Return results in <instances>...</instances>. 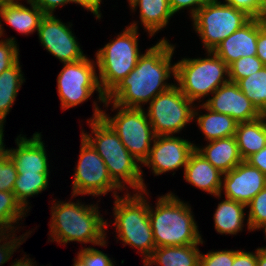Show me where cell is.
<instances>
[{
	"instance_id": "cell-38",
	"label": "cell",
	"mask_w": 266,
	"mask_h": 266,
	"mask_svg": "<svg viewBox=\"0 0 266 266\" xmlns=\"http://www.w3.org/2000/svg\"><path fill=\"white\" fill-rule=\"evenodd\" d=\"M224 3L244 11L251 18L259 19L260 0H225Z\"/></svg>"
},
{
	"instance_id": "cell-32",
	"label": "cell",
	"mask_w": 266,
	"mask_h": 266,
	"mask_svg": "<svg viewBox=\"0 0 266 266\" xmlns=\"http://www.w3.org/2000/svg\"><path fill=\"white\" fill-rule=\"evenodd\" d=\"M264 66L256 55L239 58L229 66V80L237 83L240 79L258 72Z\"/></svg>"
},
{
	"instance_id": "cell-36",
	"label": "cell",
	"mask_w": 266,
	"mask_h": 266,
	"mask_svg": "<svg viewBox=\"0 0 266 266\" xmlns=\"http://www.w3.org/2000/svg\"><path fill=\"white\" fill-rule=\"evenodd\" d=\"M11 233H15V231L11 232H4L1 236H0V243L3 241L2 244H0V266H2L3 264H5L13 255L14 251H16L17 248H19V246L22 244V242L24 243L25 239L27 238V236L29 234H31L30 232L27 234H23L24 236H19V237H15L16 234H11ZM12 235V236H11ZM26 236V237H25ZM25 237V238H24ZM13 238V239H12ZM9 239V241H7ZM6 241V242H4Z\"/></svg>"
},
{
	"instance_id": "cell-47",
	"label": "cell",
	"mask_w": 266,
	"mask_h": 266,
	"mask_svg": "<svg viewBox=\"0 0 266 266\" xmlns=\"http://www.w3.org/2000/svg\"><path fill=\"white\" fill-rule=\"evenodd\" d=\"M3 128L4 127H2L1 129H0V158H2L3 156H5L7 153H8V148L7 149H5V145H4V134H3V132H4V130H3Z\"/></svg>"
},
{
	"instance_id": "cell-11",
	"label": "cell",
	"mask_w": 266,
	"mask_h": 266,
	"mask_svg": "<svg viewBox=\"0 0 266 266\" xmlns=\"http://www.w3.org/2000/svg\"><path fill=\"white\" fill-rule=\"evenodd\" d=\"M195 108L193 102L173 85L149 103L147 117L156 136L173 135L194 120Z\"/></svg>"
},
{
	"instance_id": "cell-34",
	"label": "cell",
	"mask_w": 266,
	"mask_h": 266,
	"mask_svg": "<svg viewBox=\"0 0 266 266\" xmlns=\"http://www.w3.org/2000/svg\"><path fill=\"white\" fill-rule=\"evenodd\" d=\"M17 175L16 164L7 153L0 158V191L13 192Z\"/></svg>"
},
{
	"instance_id": "cell-54",
	"label": "cell",
	"mask_w": 266,
	"mask_h": 266,
	"mask_svg": "<svg viewBox=\"0 0 266 266\" xmlns=\"http://www.w3.org/2000/svg\"><path fill=\"white\" fill-rule=\"evenodd\" d=\"M4 127V124L0 121V129Z\"/></svg>"
},
{
	"instance_id": "cell-24",
	"label": "cell",
	"mask_w": 266,
	"mask_h": 266,
	"mask_svg": "<svg viewBox=\"0 0 266 266\" xmlns=\"http://www.w3.org/2000/svg\"><path fill=\"white\" fill-rule=\"evenodd\" d=\"M235 139L240 155L246 160L266 146V119L264 115L249 122H239Z\"/></svg>"
},
{
	"instance_id": "cell-9",
	"label": "cell",
	"mask_w": 266,
	"mask_h": 266,
	"mask_svg": "<svg viewBox=\"0 0 266 266\" xmlns=\"http://www.w3.org/2000/svg\"><path fill=\"white\" fill-rule=\"evenodd\" d=\"M111 104L112 111L118 109L117 114L112 118L103 111L101 117L117 133L129 153L142 165L156 137L144 108H126L114 102Z\"/></svg>"
},
{
	"instance_id": "cell-20",
	"label": "cell",
	"mask_w": 266,
	"mask_h": 266,
	"mask_svg": "<svg viewBox=\"0 0 266 266\" xmlns=\"http://www.w3.org/2000/svg\"><path fill=\"white\" fill-rule=\"evenodd\" d=\"M27 3L31 8L20 2L4 3L0 7V18L24 35L38 31L41 19L45 16L32 0H28Z\"/></svg>"
},
{
	"instance_id": "cell-10",
	"label": "cell",
	"mask_w": 266,
	"mask_h": 266,
	"mask_svg": "<svg viewBox=\"0 0 266 266\" xmlns=\"http://www.w3.org/2000/svg\"><path fill=\"white\" fill-rule=\"evenodd\" d=\"M88 57L76 62L64 63V67L58 74L57 90L63 110L75 107L88 100L97 91L98 99L102 103L106 101L99 79L96 73V65Z\"/></svg>"
},
{
	"instance_id": "cell-6",
	"label": "cell",
	"mask_w": 266,
	"mask_h": 266,
	"mask_svg": "<svg viewBox=\"0 0 266 266\" xmlns=\"http://www.w3.org/2000/svg\"><path fill=\"white\" fill-rule=\"evenodd\" d=\"M126 194L115 197V232L124 245L138 249L143 257H149L156 248L149 221V202L145 199V195L149 194L146 190L133 195Z\"/></svg>"
},
{
	"instance_id": "cell-2",
	"label": "cell",
	"mask_w": 266,
	"mask_h": 266,
	"mask_svg": "<svg viewBox=\"0 0 266 266\" xmlns=\"http://www.w3.org/2000/svg\"><path fill=\"white\" fill-rule=\"evenodd\" d=\"M94 112L92 118L87 122L92 129L91 135L87 132L82 135L101 156L112 180L121 188L126 189L129 184L136 192L146 190V185L142 178L143 171L140 163L125 148L117 133L101 117L103 110L99 109L94 101ZM94 134V136H92ZM122 180V181H121ZM124 183V184H123ZM126 183V184H125Z\"/></svg>"
},
{
	"instance_id": "cell-43",
	"label": "cell",
	"mask_w": 266,
	"mask_h": 266,
	"mask_svg": "<svg viewBox=\"0 0 266 266\" xmlns=\"http://www.w3.org/2000/svg\"><path fill=\"white\" fill-rule=\"evenodd\" d=\"M245 161L266 175V146L259 152L252 154Z\"/></svg>"
},
{
	"instance_id": "cell-18",
	"label": "cell",
	"mask_w": 266,
	"mask_h": 266,
	"mask_svg": "<svg viewBox=\"0 0 266 266\" xmlns=\"http://www.w3.org/2000/svg\"><path fill=\"white\" fill-rule=\"evenodd\" d=\"M258 34L259 19L251 18L240 29L219 43L213 52L230 66L239 58L256 55Z\"/></svg>"
},
{
	"instance_id": "cell-7",
	"label": "cell",
	"mask_w": 266,
	"mask_h": 266,
	"mask_svg": "<svg viewBox=\"0 0 266 266\" xmlns=\"http://www.w3.org/2000/svg\"><path fill=\"white\" fill-rule=\"evenodd\" d=\"M207 54V58H183L174 63L176 86L193 103L230 81L229 66L213 51Z\"/></svg>"
},
{
	"instance_id": "cell-40",
	"label": "cell",
	"mask_w": 266,
	"mask_h": 266,
	"mask_svg": "<svg viewBox=\"0 0 266 266\" xmlns=\"http://www.w3.org/2000/svg\"><path fill=\"white\" fill-rule=\"evenodd\" d=\"M232 266H257V249L255 253L234 250V263Z\"/></svg>"
},
{
	"instance_id": "cell-12",
	"label": "cell",
	"mask_w": 266,
	"mask_h": 266,
	"mask_svg": "<svg viewBox=\"0 0 266 266\" xmlns=\"http://www.w3.org/2000/svg\"><path fill=\"white\" fill-rule=\"evenodd\" d=\"M81 148L78 163L72 182V196L92 195L101 196L113 192L117 197V191L122 189L112 180L106 164L91 144L81 136Z\"/></svg>"
},
{
	"instance_id": "cell-37",
	"label": "cell",
	"mask_w": 266,
	"mask_h": 266,
	"mask_svg": "<svg viewBox=\"0 0 266 266\" xmlns=\"http://www.w3.org/2000/svg\"><path fill=\"white\" fill-rule=\"evenodd\" d=\"M234 263V250L209 251L200 253L199 266H232Z\"/></svg>"
},
{
	"instance_id": "cell-52",
	"label": "cell",
	"mask_w": 266,
	"mask_h": 266,
	"mask_svg": "<svg viewBox=\"0 0 266 266\" xmlns=\"http://www.w3.org/2000/svg\"><path fill=\"white\" fill-rule=\"evenodd\" d=\"M5 2L3 0H0V7L4 4Z\"/></svg>"
},
{
	"instance_id": "cell-31",
	"label": "cell",
	"mask_w": 266,
	"mask_h": 266,
	"mask_svg": "<svg viewBox=\"0 0 266 266\" xmlns=\"http://www.w3.org/2000/svg\"><path fill=\"white\" fill-rule=\"evenodd\" d=\"M249 208L248 231L262 229L266 225V186L246 205Z\"/></svg>"
},
{
	"instance_id": "cell-48",
	"label": "cell",
	"mask_w": 266,
	"mask_h": 266,
	"mask_svg": "<svg viewBox=\"0 0 266 266\" xmlns=\"http://www.w3.org/2000/svg\"><path fill=\"white\" fill-rule=\"evenodd\" d=\"M266 14V0H260L259 20Z\"/></svg>"
},
{
	"instance_id": "cell-19",
	"label": "cell",
	"mask_w": 266,
	"mask_h": 266,
	"mask_svg": "<svg viewBox=\"0 0 266 266\" xmlns=\"http://www.w3.org/2000/svg\"><path fill=\"white\" fill-rule=\"evenodd\" d=\"M223 173L196 150L190 155L184 169V178L191 185L221 198Z\"/></svg>"
},
{
	"instance_id": "cell-23",
	"label": "cell",
	"mask_w": 266,
	"mask_h": 266,
	"mask_svg": "<svg viewBox=\"0 0 266 266\" xmlns=\"http://www.w3.org/2000/svg\"><path fill=\"white\" fill-rule=\"evenodd\" d=\"M132 10L140 9V20L144 29L152 37L168 25L174 15L169 0H128Z\"/></svg>"
},
{
	"instance_id": "cell-41",
	"label": "cell",
	"mask_w": 266,
	"mask_h": 266,
	"mask_svg": "<svg viewBox=\"0 0 266 266\" xmlns=\"http://www.w3.org/2000/svg\"><path fill=\"white\" fill-rule=\"evenodd\" d=\"M45 15H53V11L67 3H76L74 0H32Z\"/></svg>"
},
{
	"instance_id": "cell-30",
	"label": "cell",
	"mask_w": 266,
	"mask_h": 266,
	"mask_svg": "<svg viewBox=\"0 0 266 266\" xmlns=\"http://www.w3.org/2000/svg\"><path fill=\"white\" fill-rule=\"evenodd\" d=\"M26 211L16 200L13 192L0 191V230L3 232H13L18 229L13 223H19ZM10 230V231H9Z\"/></svg>"
},
{
	"instance_id": "cell-33",
	"label": "cell",
	"mask_w": 266,
	"mask_h": 266,
	"mask_svg": "<svg viewBox=\"0 0 266 266\" xmlns=\"http://www.w3.org/2000/svg\"><path fill=\"white\" fill-rule=\"evenodd\" d=\"M77 255L73 266H115L107 254L93 247L81 248Z\"/></svg>"
},
{
	"instance_id": "cell-17",
	"label": "cell",
	"mask_w": 266,
	"mask_h": 266,
	"mask_svg": "<svg viewBox=\"0 0 266 266\" xmlns=\"http://www.w3.org/2000/svg\"><path fill=\"white\" fill-rule=\"evenodd\" d=\"M41 133H34L27 139L21 134L16 138V149H8V154L15 162L18 174L50 173Z\"/></svg>"
},
{
	"instance_id": "cell-51",
	"label": "cell",
	"mask_w": 266,
	"mask_h": 266,
	"mask_svg": "<svg viewBox=\"0 0 266 266\" xmlns=\"http://www.w3.org/2000/svg\"><path fill=\"white\" fill-rule=\"evenodd\" d=\"M5 3H12V2H18L20 0H3ZM28 1V0H27Z\"/></svg>"
},
{
	"instance_id": "cell-25",
	"label": "cell",
	"mask_w": 266,
	"mask_h": 266,
	"mask_svg": "<svg viewBox=\"0 0 266 266\" xmlns=\"http://www.w3.org/2000/svg\"><path fill=\"white\" fill-rule=\"evenodd\" d=\"M200 106L199 109H205L207 111V114L198 115L199 112L197 111V109H194V118L198 116V127L202 131L205 136V139L208 142L221 138L235 136L238 122H236L229 115L217 113L210 110L203 103Z\"/></svg>"
},
{
	"instance_id": "cell-26",
	"label": "cell",
	"mask_w": 266,
	"mask_h": 266,
	"mask_svg": "<svg viewBox=\"0 0 266 266\" xmlns=\"http://www.w3.org/2000/svg\"><path fill=\"white\" fill-rule=\"evenodd\" d=\"M246 205L228 198L221 201L214 213L215 230L219 234L236 235L244 227Z\"/></svg>"
},
{
	"instance_id": "cell-14",
	"label": "cell",
	"mask_w": 266,
	"mask_h": 266,
	"mask_svg": "<svg viewBox=\"0 0 266 266\" xmlns=\"http://www.w3.org/2000/svg\"><path fill=\"white\" fill-rule=\"evenodd\" d=\"M196 145L172 135L156 136L143 165L151 167L155 175L177 170L187 165Z\"/></svg>"
},
{
	"instance_id": "cell-21",
	"label": "cell",
	"mask_w": 266,
	"mask_h": 266,
	"mask_svg": "<svg viewBox=\"0 0 266 266\" xmlns=\"http://www.w3.org/2000/svg\"><path fill=\"white\" fill-rule=\"evenodd\" d=\"M195 150L223 174L243 161L235 136L209 141L204 148L196 146Z\"/></svg>"
},
{
	"instance_id": "cell-3",
	"label": "cell",
	"mask_w": 266,
	"mask_h": 266,
	"mask_svg": "<svg viewBox=\"0 0 266 266\" xmlns=\"http://www.w3.org/2000/svg\"><path fill=\"white\" fill-rule=\"evenodd\" d=\"M51 207L50 237L57 243L83 242L106 246L105 230L107 221L103 220L97 205H85L77 201H57Z\"/></svg>"
},
{
	"instance_id": "cell-46",
	"label": "cell",
	"mask_w": 266,
	"mask_h": 266,
	"mask_svg": "<svg viewBox=\"0 0 266 266\" xmlns=\"http://www.w3.org/2000/svg\"><path fill=\"white\" fill-rule=\"evenodd\" d=\"M34 264L35 263L31 259L26 258V256H24L19 260L15 261L13 265L11 264V266H35Z\"/></svg>"
},
{
	"instance_id": "cell-29",
	"label": "cell",
	"mask_w": 266,
	"mask_h": 266,
	"mask_svg": "<svg viewBox=\"0 0 266 266\" xmlns=\"http://www.w3.org/2000/svg\"><path fill=\"white\" fill-rule=\"evenodd\" d=\"M240 90L262 113H266V66L237 82Z\"/></svg>"
},
{
	"instance_id": "cell-35",
	"label": "cell",
	"mask_w": 266,
	"mask_h": 266,
	"mask_svg": "<svg viewBox=\"0 0 266 266\" xmlns=\"http://www.w3.org/2000/svg\"><path fill=\"white\" fill-rule=\"evenodd\" d=\"M14 37L0 40V73L12 67L19 60V48Z\"/></svg>"
},
{
	"instance_id": "cell-8",
	"label": "cell",
	"mask_w": 266,
	"mask_h": 266,
	"mask_svg": "<svg viewBox=\"0 0 266 266\" xmlns=\"http://www.w3.org/2000/svg\"><path fill=\"white\" fill-rule=\"evenodd\" d=\"M206 51H213L224 39L245 25L251 17L227 3L212 0L191 18Z\"/></svg>"
},
{
	"instance_id": "cell-5",
	"label": "cell",
	"mask_w": 266,
	"mask_h": 266,
	"mask_svg": "<svg viewBox=\"0 0 266 266\" xmlns=\"http://www.w3.org/2000/svg\"><path fill=\"white\" fill-rule=\"evenodd\" d=\"M116 39L107 43L96 53L99 84L107 97L136 67L139 56L138 26L133 22L125 27Z\"/></svg>"
},
{
	"instance_id": "cell-1",
	"label": "cell",
	"mask_w": 266,
	"mask_h": 266,
	"mask_svg": "<svg viewBox=\"0 0 266 266\" xmlns=\"http://www.w3.org/2000/svg\"><path fill=\"white\" fill-rule=\"evenodd\" d=\"M174 50L175 46L165 38L147 49L139 56L136 67L106 97L105 107L114 102L126 108H142L175 85L166 83L175 76V65L171 64Z\"/></svg>"
},
{
	"instance_id": "cell-42",
	"label": "cell",
	"mask_w": 266,
	"mask_h": 266,
	"mask_svg": "<svg viewBox=\"0 0 266 266\" xmlns=\"http://www.w3.org/2000/svg\"><path fill=\"white\" fill-rule=\"evenodd\" d=\"M256 56L266 66V29L263 28V25L260 20H259V34L257 38Z\"/></svg>"
},
{
	"instance_id": "cell-13",
	"label": "cell",
	"mask_w": 266,
	"mask_h": 266,
	"mask_svg": "<svg viewBox=\"0 0 266 266\" xmlns=\"http://www.w3.org/2000/svg\"><path fill=\"white\" fill-rule=\"evenodd\" d=\"M70 24L65 25L54 14L45 15L37 31L41 45L63 64L76 62L86 57L70 29L72 26Z\"/></svg>"
},
{
	"instance_id": "cell-45",
	"label": "cell",
	"mask_w": 266,
	"mask_h": 266,
	"mask_svg": "<svg viewBox=\"0 0 266 266\" xmlns=\"http://www.w3.org/2000/svg\"><path fill=\"white\" fill-rule=\"evenodd\" d=\"M257 266H266V247L257 248Z\"/></svg>"
},
{
	"instance_id": "cell-15",
	"label": "cell",
	"mask_w": 266,
	"mask_h": 266,
	"mask_svg": "<svg viewBox=\"0 0 266 266\" xmlns=\"http://www.w3.org/2000/svg\"><path fill=\"white\" fill-rule=\"evenodd\" d=\"M203 104L210 110L229 115L236 122H249L258 119L263 114L255 107L237 83L227 82L212 93Z\"/></svg>"
},
{
	"instance_id": "cell-50",
	"label": "cell",
	"mask_w": 266,
	"mask_h": 266,
	"mask_svg": "<svg viewBox=\"0 0 266 266\" xmlns=\"http://www.w3.org/2000/svg\"><path fill=\"white\" fill-rule=\"evenodd\" d=\"M4 28H2V24H1V21H0V38L3 36V33H4Z\"/></svg>"
},
{
	"instance_id": "cell-39",
	"label": "cell",
	"mask_w": 266,
	"mask_h": 266,
	"mask_svg": "<svg viewBox=\"0 0 266 266\" xmlns=\"http://www.w3.org/2000/svg\"><path fill=\"white\" fill-rule=\"evenodd\" d=\"M212 0H169L170 8L173 14H176L181 9H190L191 18L195 13L207 2Z\"/></svg>"
},
{
	"instance_id": "cell-28",
	"label": "cell",
	"mask_w": 266,
	"mask_h": 266,
	"mask_svg": "<svg viewBox=\"0 0 266 266\" xmlns=\"http://www.w3.org/2000/svg\"><path fill=\"white\" fill-rule=\"evenodd\" d=\"M49 173L18 174L13 193L21 206L28 211V197L38 195L48 186ZM28 207V208H27Z\"/></svg>"
},
{
	"instance_id": "cell-49",
	"label": "cell",
	"mask_w": 266,
	"mask_h": 266,
	"mask_svg": "<svg viewBox=\"0 0 266 266\" xmlns=\"http://www.w3.org/2000/svg\"><path fill=\"white\" fill-rule=\"evenodd\" d=\"M262 25H263V28L266 29V14L260 19Z\"/></svg>"
},
{
	"instance_id": "cell-16",
	"label": "cell",
	"mask_w": 266,
	"mask_h": 266,
	"mask_svg": "<svg viewBox=\"0 0 266 266\" xmlns=\"http://www.w3.org/2000/svg\"><path fill=\"white\" fill-rule=\"evenodd\" d=\"M266 186V175L243 160L223 174L224 197L247 205Z\"/></svg>"
},
{
	"instance_id": "cell-22",
	"label": "cell",
	"mask_w": 266,
	"mask_h": 266,
	"mask_svg": "<svg viewBox=\"0 0 266 266\" xmlns=\"http://www.w3.org/2000/svg\"><path fill=\"white\" fill-rule=\"evenodd\" d=\"M199 244L155 248L149 257H143L144 266H199Z\"/></svg>"
},
{
	"instance_id": "cell-53",
	"label": "cell",
	"mask_w": 266,
	"mask_h": 266,
	"mask_svg": "<svg viewBox=\"0 0 266 266\" xmlns=\"http://www.w3.org/2000/svg\"><path fill=\"white\" fill-rule=\"evenodd\" d=\"M264 230L265 236H266V225L262 228Z\"/></svg>"
},
{
	"instance_id": "cell-4",
	"label": "cell",
	"mask_w": 266,
	"mask_h": 266,
	"mask_svg": "<svg viewBox=\"0 0 266 266\" xmlns=\"http://www.w3.org/2000/svg\"><path fill=\"white\" fill-rule=\"evenodd\" d=\"M169 192L160 196L156 207L149 204V221L156 248L203 244L191 206Z\"/></svg>"
},
{
	"instance_id": "cell-27",
	"label": "cell",
	"mask_w": 266,
	"mask_h": 266,
	"mask_svg": "<svg viewBox=\"0 0 266 266\" xmlns=\"http://www.w3.org/2000/svg\"><path fill=\"white\" fill-rule=\"evenodd\" d=\"M23 82H25V78L21 71L20 60L0 73V121L3 124Z\"/></svg>"
},
{
	"instance_id": "cell-44",
	"label": "cell",
	"mask_w": 266,
	"mask_h": 266,
	"mask_svg": "<svg viewBox=\"0 0 266 266\" xmlns=\"http://www.w3.org/2000/svg\"><path fill=\"white\" fill-rule=\"evenodd\" d=\"M76 4L81 5L88 11H91L97 19L101 18L100 4L102 0H74Z\"/></svg>"
}]
</instances>
